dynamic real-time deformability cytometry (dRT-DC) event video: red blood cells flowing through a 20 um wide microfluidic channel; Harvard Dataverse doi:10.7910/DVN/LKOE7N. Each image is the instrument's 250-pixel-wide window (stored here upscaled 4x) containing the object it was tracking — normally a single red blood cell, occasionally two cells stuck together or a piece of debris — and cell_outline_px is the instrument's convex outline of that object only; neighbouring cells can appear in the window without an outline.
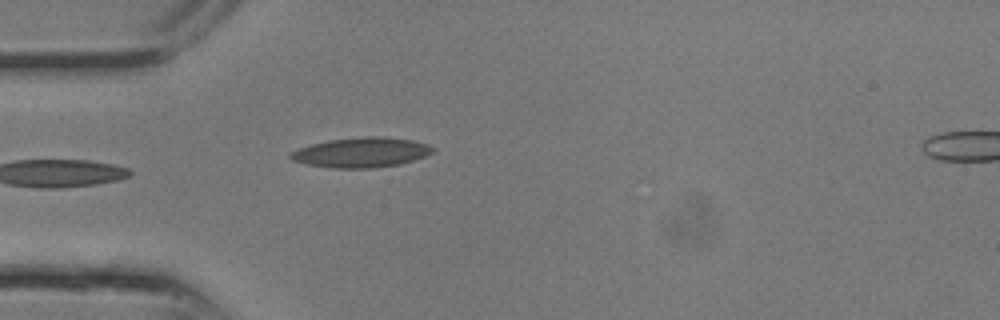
{"species": "common noctule bat (a hibernating species)", "species_latin": "Nyctalus noctula", "temperature_condition": "room temperature", "stored_images_in_passage": 3, "camera_frame_rate_fps": 3000, "um_per_image_px": 0.085, "animal": {"sex": "male", "body_mass_g": 13.3}, "frame": {"image": 1, "passage_image": 3, "time_ms": 0.667, "image_size_px": [1000, 320], "cell_outline_px": [[436, 148], [432, 152], [424, 156], [400, 164], [372, 168], [332, 168], [308, 164], [292, 160], [288, 156], [288, 152], [312, 144], [328, 140], [364, 136], [380, 136], [412, 140], [428, 144]], "centroid_in_image_um": [30.7, 12.95], "position_along_channel_um": 54.3, "area_um2": 24.74}}